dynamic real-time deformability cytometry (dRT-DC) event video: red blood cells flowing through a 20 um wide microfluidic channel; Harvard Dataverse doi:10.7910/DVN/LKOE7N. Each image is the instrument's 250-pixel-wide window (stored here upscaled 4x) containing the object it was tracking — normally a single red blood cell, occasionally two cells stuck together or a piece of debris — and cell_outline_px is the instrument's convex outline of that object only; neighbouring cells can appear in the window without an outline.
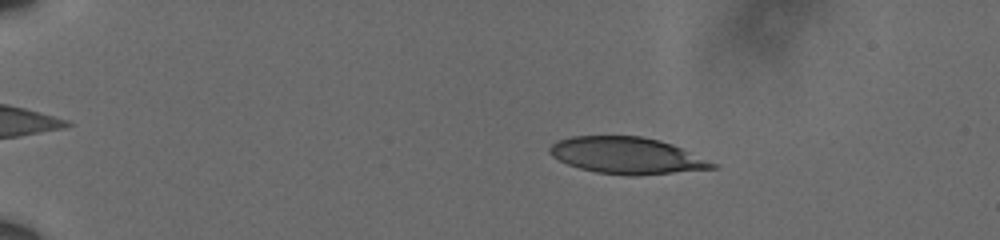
{"species": "human", "species_latin": "Homo sapiens", "temperature_condition": "cold", "stored_images_in_passage": 40, "camera_frame_rate_fps": 3000, "um_per_image_px": 0.085, "donor": {"sex": "male"}, "frame": {"image": 1, "passage_image": 9, "time_ms": 2.667, "image_size_px": [1000, 240], "cell_outline_px": [[716, 168], [632, 176], [628, 176], [596, 172], [580, 168], [568, 164], [552, 156], [548, 152], [548, 148], [556, 140], [572, 136], [640, 136], [672, 144], [716, 164]], "centroid_in_image_um": [53.21, 13.22], "position_along_channel_um": 31.8, "area_um2": 34.28}}
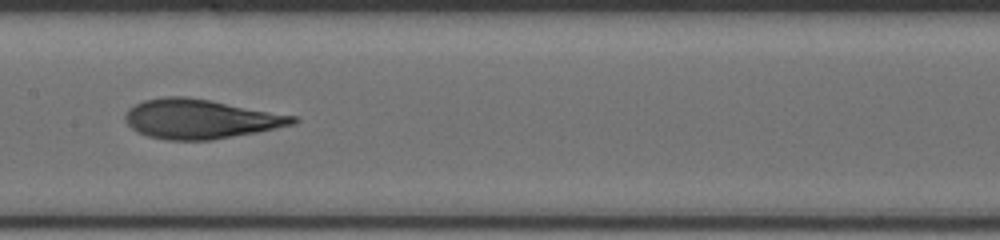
{"frame": {"image": 2, "passage_image": 26, "time_ms": 8.333, "image_size_px": [1000, 240], "cell_outline_px": [[300, 120], [296, 124], [256, 132], [208, 140], [168, 140], [148, 136], [136, 132], [124, 120], [124, 116], [128, 108], [144, 100], [164, 96], [188, 96], [212, 100], [296, 116]], "centroid_in_image_um": [17.02, 10.1], "position_along_channel_um": 190.4, "area_um2": 38.61}}
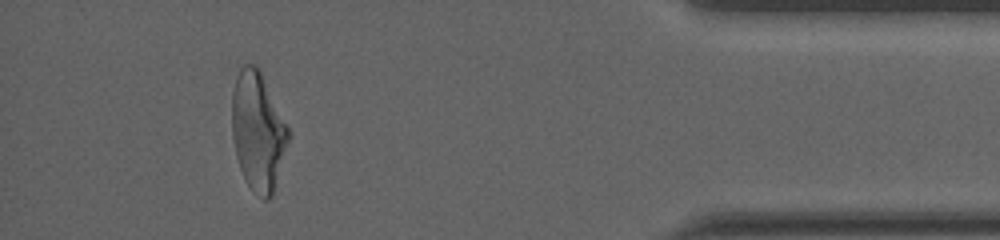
{"frame": {"image": 3, "passage_image": 39, "time_ms": 12.667, "image_size_px": [1000, 240], "cell_outline_px": [[292, 132], [272, 196], [268, 200], [264, 200], [256, 196], [252, 192], [244, 180], [236, 156], [232, 136], [232, 92], [236, 76], [240, 68], [244, 64], [252, 64], [260, 72]], "centroid_in_image_um": [21.93, 11.21], "position_along_channel_um": 413.3, "area_um2": 39.3}, "authors_computed_cell_mechanics": {"area_um2": 37.57, "velocity_mm_per_s": 3.6643, "shape_relaxation_time_tau1_ms": 5.3205, "shape_relaxation_time_tau2_ms": 1.3742, "deformation_change_tau1": 0.2047, "deformation_change_tau2": 0.0932}}